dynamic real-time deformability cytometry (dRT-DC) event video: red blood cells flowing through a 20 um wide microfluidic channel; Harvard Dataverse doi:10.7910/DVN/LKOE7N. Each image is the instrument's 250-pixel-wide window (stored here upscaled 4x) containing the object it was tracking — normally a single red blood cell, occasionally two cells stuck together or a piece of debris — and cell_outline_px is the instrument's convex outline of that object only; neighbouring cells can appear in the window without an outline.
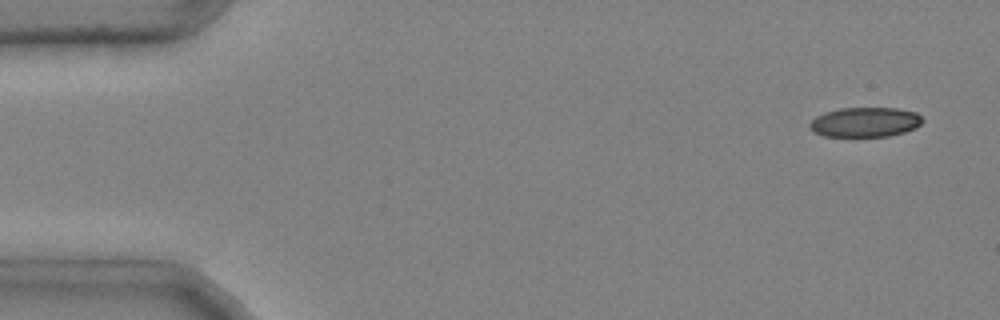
{"species": "common noctule bat (a hibernating species)", "species_latin": "Nyctalus noctula", "temperature_condition": "cold", "stored_images_in_passage": 46, "camera_frame_rate_fps": 3000, "um_per_image_px": 0.085, "animal": {"sex": "male", "body_mass_g": 20.4}, "frame": {"image": 1, "passage_image": 3, "time_ms": 0.667, "image_size_px": [1000, 320], "cell_outline_px": [[924, 120], [916, 128], [904, 132], [888, 136], [824, 136], [808, 128], [808, 124], [816, 116], [824, 112], [840, 108], [896, 108], [916, 112]], "centroid_in_image_um": [73.52, 10.37], "position_along_channel_um": 11.5, "area_um2": 19.54}}
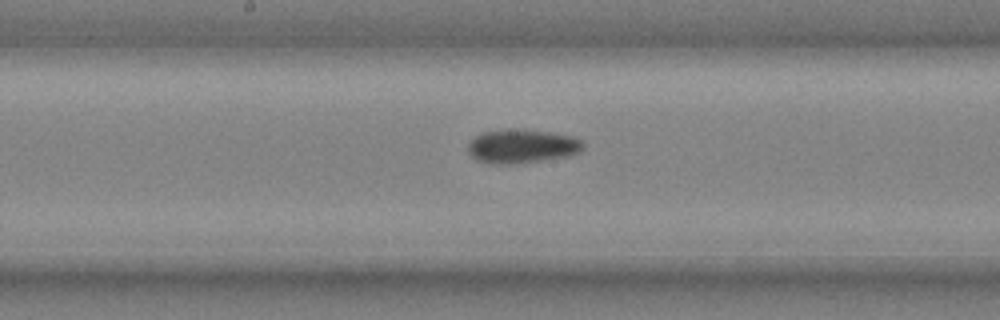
{"frame": {"image": 2, "passage_image": 26, "time_ms": 8.333, "image_size_px": [1000, 320], "cell_outline_px": [[584, 148], [580, 152], [568, 156], [512, 164], [488, 164], [476, 160], [468, 152], [468, 144], [476, 136], [484, 132], [504, 128], [508, 128], [548, 132], [572, 136], [580, 140], [584, 144]], "centroid_in_image_um": [44.34, 12.43], "position_along_channel_um": 203.9, "area_um2": 22.72}}
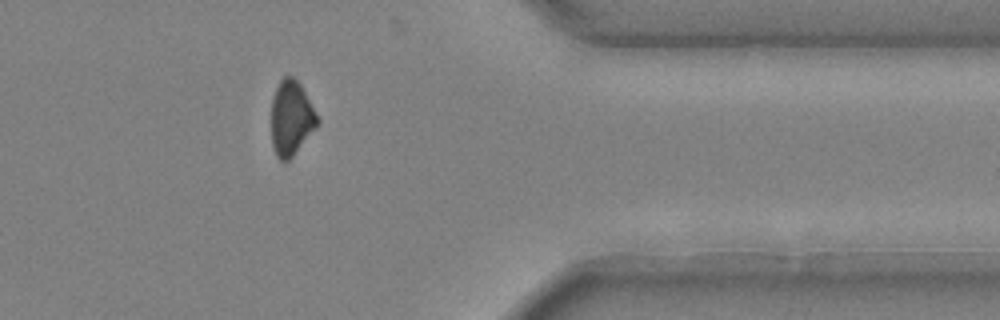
{"frame": {"image": 3, "passage_image": 41, "time_ms": 13.333, "image_size_px": [1000, 320], "cell_outline_px": [[320, 120], [316, 128], [292, 156], [284, 164], [276, 156], [272, 144], [272, 96], [280, 80], [284, 76], [292, 76], [300, 84], [316, 112]], "centroid_in_image_um": [24.75, 10.05], "position_along_channel_um": 386.7, "area_um2": 20.0}, "authors_computed_cell_mechanics": {"area_um2": 21.386, "velocity_mm_per_s": 3.9996, "shape_relaxation_time_tau1_ms": 10.2989, "shape_relaxation_time_tau2_ms": 6.1101, "deformation_change_tau1": 0.2353, "deformation_change_tau2": 0.1032}}